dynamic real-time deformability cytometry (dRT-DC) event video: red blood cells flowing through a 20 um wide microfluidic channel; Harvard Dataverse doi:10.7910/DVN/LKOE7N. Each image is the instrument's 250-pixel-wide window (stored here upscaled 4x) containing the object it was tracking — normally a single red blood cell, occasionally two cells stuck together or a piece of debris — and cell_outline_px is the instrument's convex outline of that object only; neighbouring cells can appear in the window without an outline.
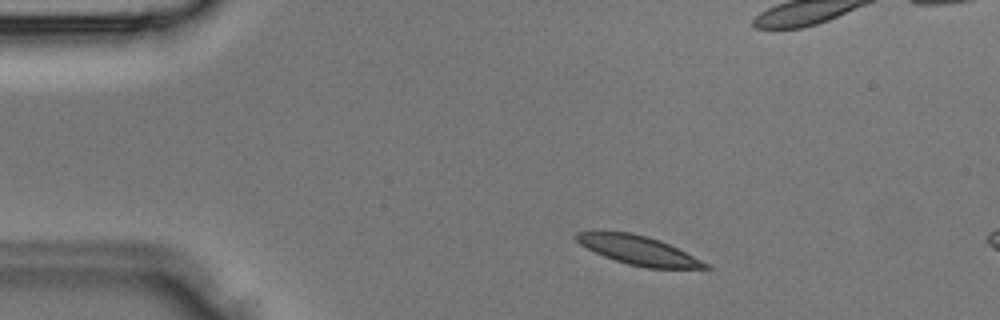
{"species": "Egyptian fruit bat (a non-hibernating species)", "species_latin": "Rousettus aegyptiacus", "temperature_condition": "room temperature", "stored_images_in_passage": 8, "camera_frame_rate_fps": 3000, "um_per_image_px": 0.085, "animal": {"sex": "male"}, "frame": {"image": 1, "passage_image": 3, "time_ms": 0.667, "image_size_px": [1000, 320], "cell_outline_px": [[704, 268], [656, 268], [632, 264], [608, 256], [584, 244], [580, 240], [580, 236], [588, 232], [624, 232], [656, 240], [676, 248], [704, 264]], "centroid_in_image_um": [54.33, 21.29], "position_along_channel_um": 30.7, "area_um2": 19.02}}